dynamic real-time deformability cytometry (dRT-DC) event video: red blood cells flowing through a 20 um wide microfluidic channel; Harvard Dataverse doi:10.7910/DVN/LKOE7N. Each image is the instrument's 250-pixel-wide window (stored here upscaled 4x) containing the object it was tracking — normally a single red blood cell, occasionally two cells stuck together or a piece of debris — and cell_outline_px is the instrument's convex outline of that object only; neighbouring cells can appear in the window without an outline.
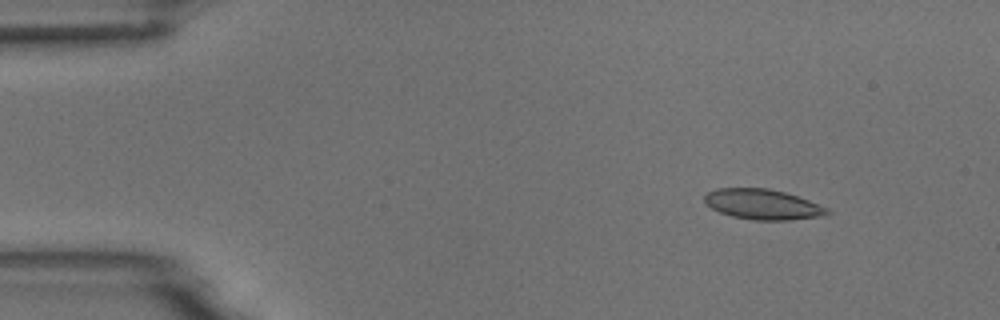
{"species": "common noctule bat (a hibernating species)", "species_latin": "Nyctalus noctula", "temperature_condition": "room temperature", "stored_images_in_passage": 4, "camera_frame_rate_fps": 3000, "um_per_image_px": 0.085, "animal": {"sex": "male", "body_mass_g": 18.8}, "frame": {"image": 1, "passage_image": 2, "time_ms": 0.333, "image_size_px": [1000, 320], "cell_outline_px": [[832, 212], [824, 216], [792, 220], [752, 220], [732, 216], [720, 212], [704, 204], [704, 196], [708, 192], [716, 188], [768, 188], [784, 192], [808, 200], [828, 208]], "centroid_in_image_um": [64.83, 17.38], "position_along_channel_um": 20.2, "area_um2": 21.73}}
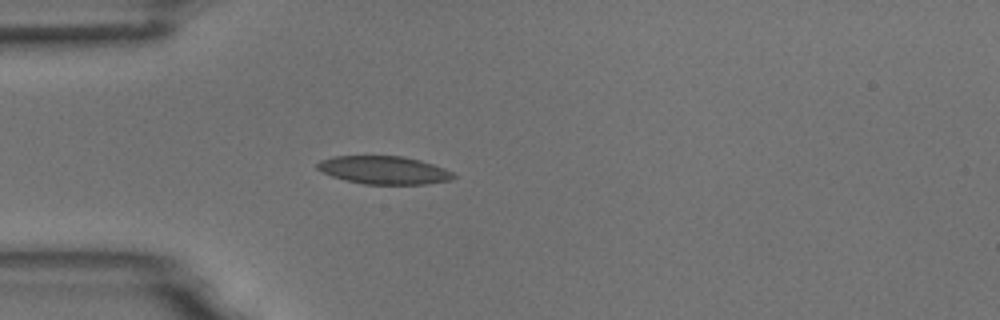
{"frame": {"image": 2, "passage_image": 4, "time_ms": 1.0, "image_size_px": [1000, 320], "cell_outline_px": [[456, 176], [452, 180], [424, 184], [364, 184], [332, 176], [316, 168], [316, 164], [320, 160], [332, 156], [404, 156], [420, 160], [444, 168], [452, 172]], "centroid_in_image_um": [32.64, 14.45], "position_along_channel_um": 52.4, "area_um2": 22.14}}